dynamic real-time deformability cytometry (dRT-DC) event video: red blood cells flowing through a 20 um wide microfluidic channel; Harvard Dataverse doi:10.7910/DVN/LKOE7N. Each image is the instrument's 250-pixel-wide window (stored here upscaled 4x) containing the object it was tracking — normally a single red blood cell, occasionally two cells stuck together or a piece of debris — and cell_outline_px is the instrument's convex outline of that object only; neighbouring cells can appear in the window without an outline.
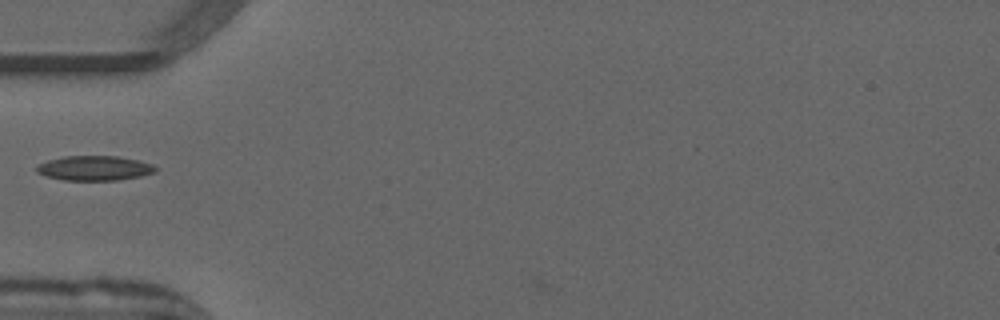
{"species": "common noctule bat (a hibernating species)", "species_latin": "Nyctalus noctula", "temperature_condition": "warm", "stored_images_in_passage": 24, "camera_frame_rate_fps": 3000, "um_per_image_px": 0.085, "animal": {"sex": "male", "forearm_length_mm": 52.5}, "frame": {"image": 1, "passage_image": 3, "time_ms": 0.667, "image_size_px": [1000, 320], "cell_outline_px": [[156, 172], [140, 176], [116, 180], [64, 180], [44, 176], [36, 172], [36, 168], [40, 164], [48, 160], [64, 156], [116, 156], [136, 160], [152, 164], [156, 168]], "centroid_in_image_um": [8.0, 14.29], "position_along_channel_um": 77.0, "area_um2": 16.99}}
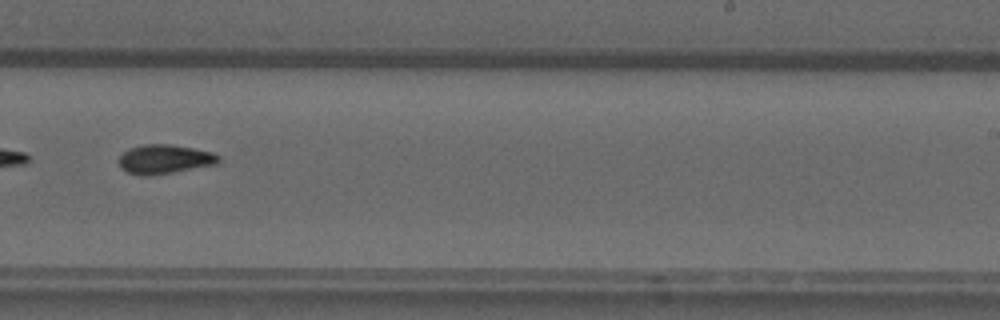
{"frame": {"image": 2, "passage_image": 18, "time_ms": 5.667, "image_size_px": [1000, 320], "cell_outline_px": [[220, 160], [216, 164], [172, 172], [148, 176], [140, 176], [128, 172], [120, 168], [120, 156], [128, 148], [144, 144], [168, 144], [192, 148], [212, 152], [220, 156]], "centroid_in_image_um": [13.97, 13.53], "position_along_channel_um": 275.0, "area_um2": 16.82}}
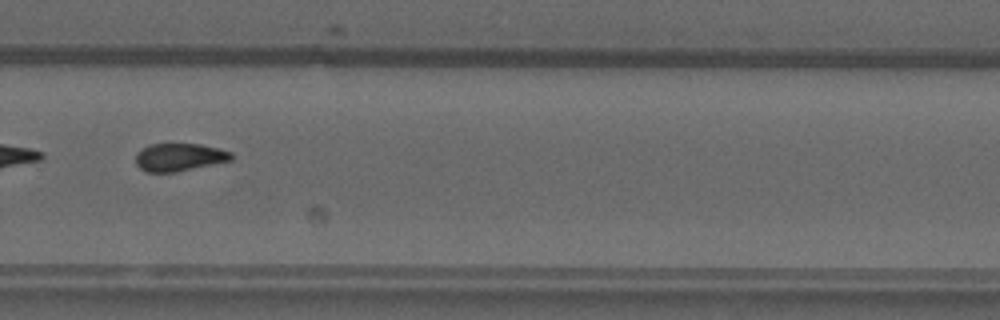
{"frame": {"image": 3, "passage_image": 21, "time_ms": 6.667, "image_size_px": [1000, 320], "cell_outline_px": [[232, 160], [176, 172], [148, 172], [140, 168], [136, 164], [136, 152], [148, 144], [200, 144], [220, 148], [232, 152]], "centroid_in_image_um": [15.24, 13.35], "position_along_channel_um": 314.6, "area_um2": 15.55}}